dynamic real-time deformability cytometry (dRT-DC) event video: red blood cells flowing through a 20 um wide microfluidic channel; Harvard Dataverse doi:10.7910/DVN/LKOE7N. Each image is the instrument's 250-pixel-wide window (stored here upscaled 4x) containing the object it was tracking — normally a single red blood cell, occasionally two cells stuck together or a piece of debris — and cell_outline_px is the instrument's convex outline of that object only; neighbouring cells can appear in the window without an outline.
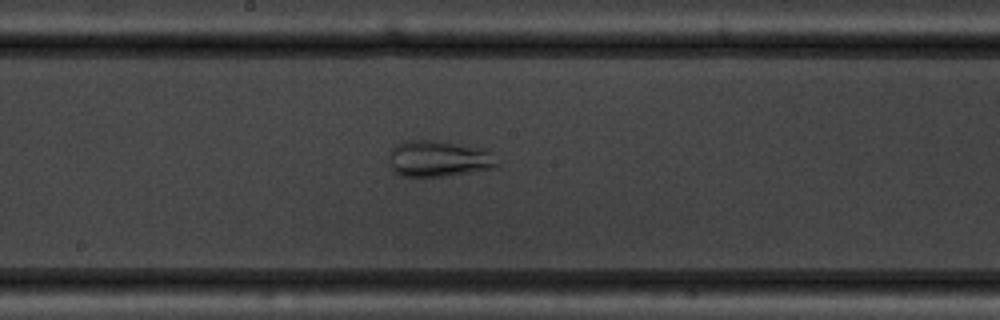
{"species": "common noctule bat (a hibernating species)", "species_latin": "Nyctalus noctula", "temperature_condition": "warm", "stored_images_in_passage": 45, "camera_frame_rate_fps": 3000, "um_per_image_px": 0.085, "animal": {"sex": "male", "body_mass_g": 19.5, "forearm_length_mm": 54.6}, "frame": {"image": 1, "passage_image": 20, "time_ms": 6.333, "image_size_px": [1000, 320], "cell_outline_px": [[496, 164], [492, 168], [448, 176], [400, 176], [392, 172], [388, 164], [392, 148], [400, 140], [444, 140], [480, 148], [488, 152]], "centroid_in_image_um": [37.16, 13.47], "position_along_channel_um": 211.0, "area_um2": 22.83}}
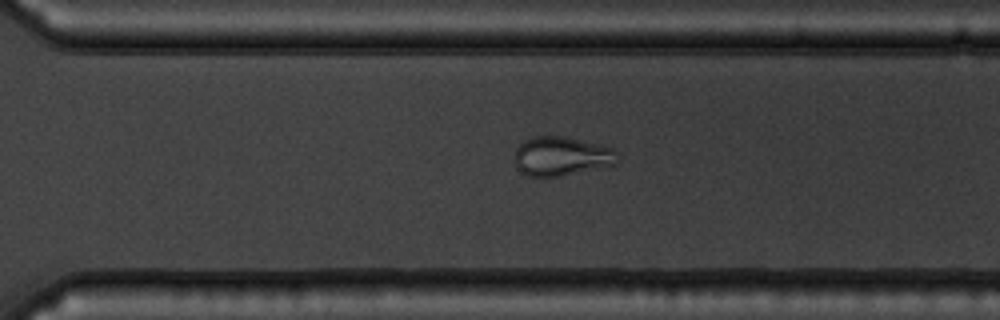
{"frame": {"image": 2, "passage_image": 29, "time_ms": 9.333, "image_size_px": [1000, 320], "cell_outline_px": [[620, 164], [560, 176], [528, 176], [520, 172], [516, 168], [512, 160], [512, 156], [516, 148], [524, 140], [532, 136], [564, 136], [600, 144], [612, 148], [616, 152], [620, 160]], "centroid_in_image_um": [47.71, 13.28], "position_along_channel_um": 322.9, "area_um2": 24.04}}
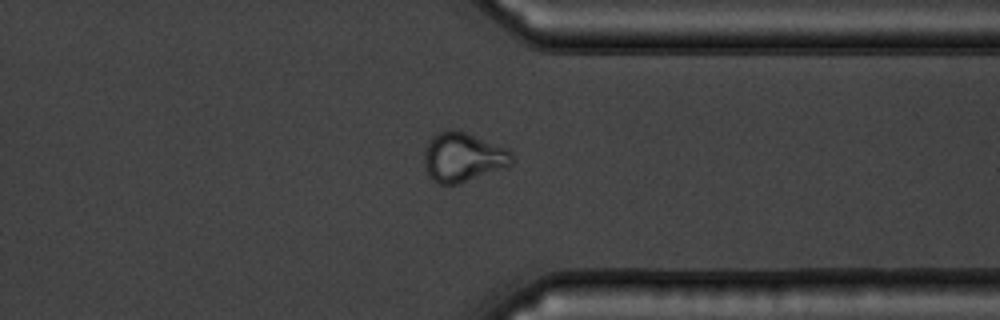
{"frame": {"image": 3, "passage_image": 33, "time_ms": 10.667, "image_size_px": [1000, 320], "cell_outline_px": [[512, 164], [508, 168], [456, 184], [440, 184], [432, 180], [428, 176], [424, 164], [424, 148], [428, 140], [436, 132], [464, 132], [508, 148], [512, 152]], "centroid_in_image_um": [39.36, 13.39], "position_along_channel_um": 372.0, "area_um2": 25.2}, "authors_computed_cell_mechanics": {"area_um2": 25.6632, "velocity_mm_per_s": 3.7529, "shape_relaxation_time_tau1_ms": null, "shape_relaxation_time_tau2_ms": 2.0949, "deformation_change_tau1": null, "deformation_change_tau2": 0.0693}}